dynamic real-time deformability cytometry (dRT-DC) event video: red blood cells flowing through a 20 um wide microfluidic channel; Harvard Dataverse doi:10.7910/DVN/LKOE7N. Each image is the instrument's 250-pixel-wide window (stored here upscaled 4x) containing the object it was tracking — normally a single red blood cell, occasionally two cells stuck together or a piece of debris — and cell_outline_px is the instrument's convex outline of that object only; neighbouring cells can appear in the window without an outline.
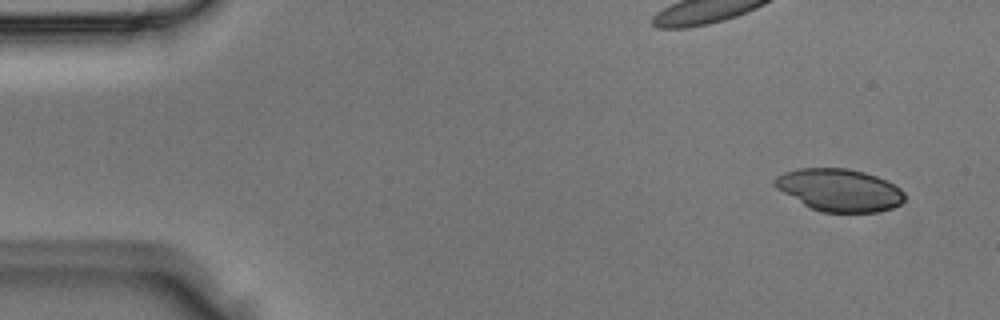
{"species": "Egyptian fruit bat (a non-hibernating species)", "species_latin": "Rousettus aegyptiacus", "temperature_condition": "room temperature", "stored_images_in_passage": 2, "camera_frame_rate_fps": 3000, "um_per_image_px": 0.085, "animal": {"sex": "male"}, "frame": {"image": 1, "passage_image": 1, "time_ms": 0.0, "image_size_px": [1000, 320], "cell_outline_px": [[904, 200], [900, 204], [892, 208], [876, 212], [820, 212], [804, 204], [776, 188], [772, 184], [772, 180], [776, 176], [784, 172], [796, 168], [848, 168], [864, 172], [888, 180], [900, 188], [904, 192]], "centroid_in_image_um": [71.34, 16.14], "position_along_channel_um": 13.7, "area_um2": 32.19}}